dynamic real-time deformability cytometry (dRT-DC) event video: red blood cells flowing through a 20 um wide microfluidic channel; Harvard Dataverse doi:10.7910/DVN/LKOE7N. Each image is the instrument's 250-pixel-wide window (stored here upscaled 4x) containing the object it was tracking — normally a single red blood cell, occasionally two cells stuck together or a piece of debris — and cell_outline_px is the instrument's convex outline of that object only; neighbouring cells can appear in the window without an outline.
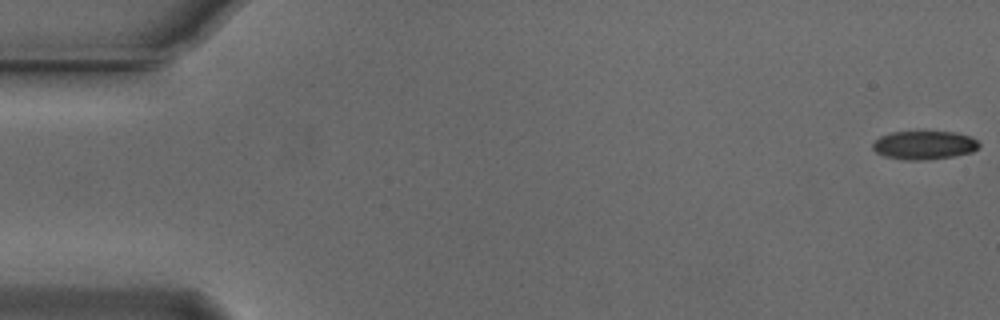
{"species": "Egyptian fruit bat (a non-hibernating species)", "species_latin": "Rousettus aegyptiacus", "temperature_condition": "cold", "stored_images_in_passage": 53, "camera_frame_rate_fps": 3000, "um_per_image_px": 0.085, "animal": {"sex": "male"}, "frame": {"image": 1, "passage_image": 1, "time_ms": 0.0, "image_size_px": [1000, 320], "cell_outline_px": [[980, 144], [972, 152], [956, 156], [928, 160], [904, 160], [884, 156], [876, 152], [872, 148], [872, 144], [880, 136], [892, 132], [956, 132], [972, 136]], "centroid_in_image_um": [78.56, 12.34], "position_along_channel_um": 6.4, "area_um2": 17.8}}
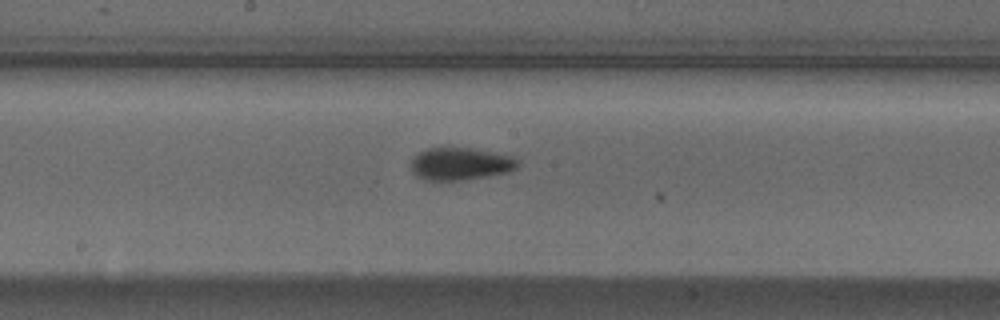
{"frame": {"image": 2, "passage_image": 29, "time_ms": 9.333, "image_size_px": [1000, 320], "cell_outline_px": [[520, 164], [516, 168], [508, 172], [464, 180], [428, 180], [416, 176], [412, 172], [412, 156], [428, 148], [472, 148], [512, 156], [520, 160]], "centroid_in_image_um": [39.15, 13.92], "position_along_channel_um": 209.1, "area_um2": 20.17}}
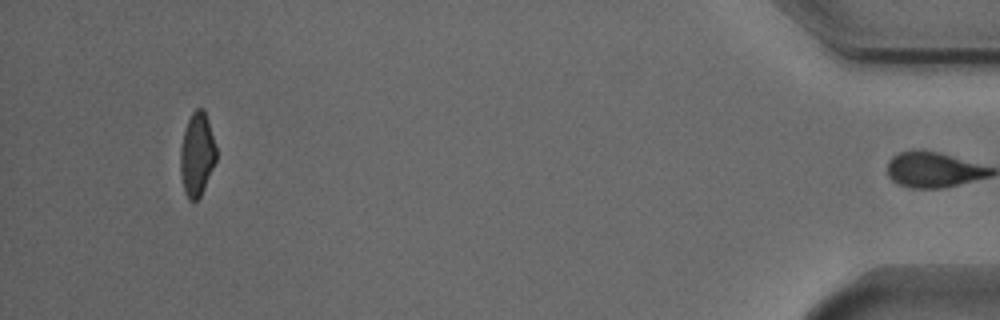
{"frame": {"image": 3, "passage_image": 52, "time_ms": 17.0, "image_size_px": [1000, 320], "cell_outline_px": [[216, 160], [204, 188], [200, 196], [196, 200], [188, 200], [184, 192], [180, 172], [180, 148], [184, 132], [188, 120], [192, 112], [196, 108], [204, 108], [208, 120], [216, 148]], "centroid_in_image_um": [16.73, 13.12], "position_along_channel_um": 418.5, "area_um2": 17.34}, "authors_computed_cell_mechanics": {"area_um2": 19.2474, "velocity_mm_per_s": 3.749, "shape_relaxation_time_tau1_ms": 6.1803, "shape_relaxation_time_tau2_ms": null, "deformation_change_tau1": 0.1504, "deformation_change_tau2": null}}